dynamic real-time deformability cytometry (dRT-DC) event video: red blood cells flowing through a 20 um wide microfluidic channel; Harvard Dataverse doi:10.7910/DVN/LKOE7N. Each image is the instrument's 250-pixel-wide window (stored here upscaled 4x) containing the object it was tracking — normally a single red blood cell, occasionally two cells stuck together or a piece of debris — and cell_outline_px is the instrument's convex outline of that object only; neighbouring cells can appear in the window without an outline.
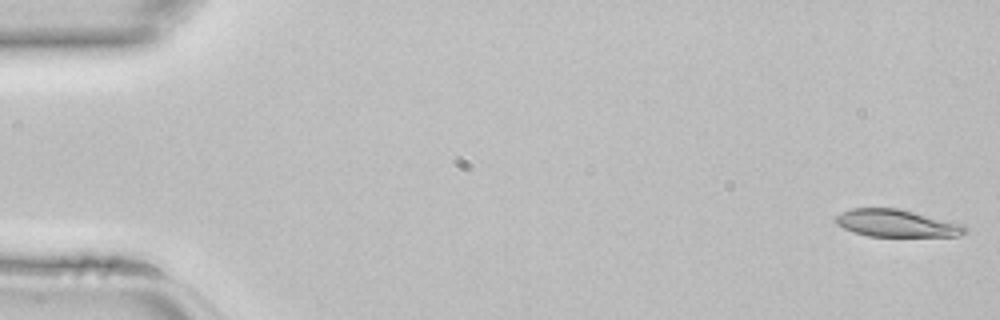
{"species": "common noctule bat (a hibernating species)", "species_latin": "Nyctalus noctula", "temperature_condition": "room temperature", "stored_images_in_passage": 8, "camera_frame_rate_fps": 3000, "um_per_image_px": 0.085, "animal": {"sex": "female", "body_mass_g": 22.7, "forearm_length_mm": 54.2}, "frame": {"image": 1, "passage_image": 1, "time_ms": 0.0, "image_size_px": [1000, 320], "cell_outline_px": [[968, 232], [960, 236], [868, 236], [844, 228], [836, 224], [832, 220], [836, 216], [852, 208], [900, 208], [964, 224], [968, 228]], "centroid_in_image_um": [76.26, 18.97], "position_along_channel_um": 8.7, "area_um2": 20.75}}